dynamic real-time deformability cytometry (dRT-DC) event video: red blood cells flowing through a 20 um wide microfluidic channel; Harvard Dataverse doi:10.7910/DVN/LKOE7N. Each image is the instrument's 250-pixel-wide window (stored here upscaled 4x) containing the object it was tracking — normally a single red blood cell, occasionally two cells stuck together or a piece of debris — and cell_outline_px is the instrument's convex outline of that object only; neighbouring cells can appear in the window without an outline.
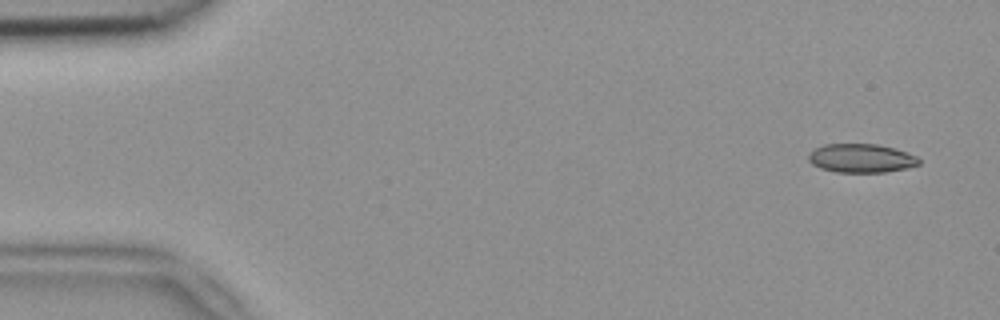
{"species": "common noctule bat (a hibernating species)", "species_latin": "Nyctalus noctula", "temperature_condition": "room temperature", "stored_images_in_passage": 5, "camera_frame_rate_fps": 3000, "um_per_image_px": 0.085, "animal": {"sex": "female", "body_mass_g": 18.4}, "frame": {"image": 1, "passage_image": 1, "time_ms": 0.0, "image_size_px": [1000, 320], "cell_outline_px": [[920, 164], [908, 168], [884, 172], [836, 172], [820, 168], [812, 164], [808, 160], [808, 156], [816, 148], [824, 144], [876, 144], [896, 148], [916, 156], [920, 160]], "centroid_in_image_um": [73.22, 13.45], "position_along_channel_um": 11.8, "area_um2": 18.5}}
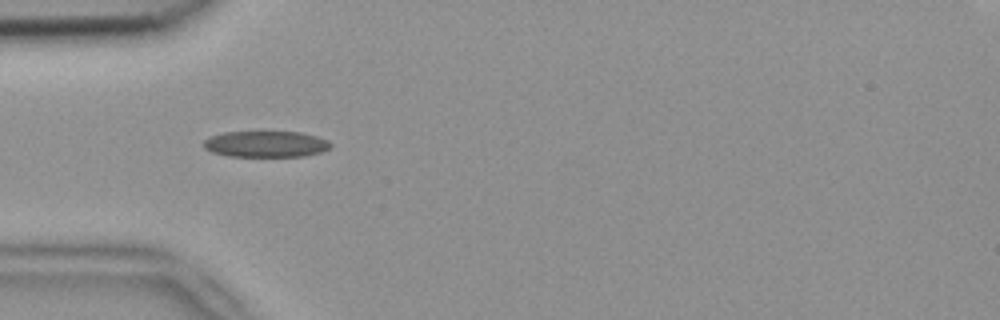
{"frame": {"image": 2, "passage_image": 4, "time_ms": 1.0, "image_size_px": [1000, 320], "cell_outline_px": [[332, 148], [320, 152], [304, 156], [228, 156], [212, 152], [204, 148], [204, 140], [212, 136], [224, 132], [300, 132], [316, 136], [328, 140], [332, 144]], "centroid_in_image_um": [22.63, 12.25], "position_along_channel_um": 62.4, "area_um2": 19.31}}